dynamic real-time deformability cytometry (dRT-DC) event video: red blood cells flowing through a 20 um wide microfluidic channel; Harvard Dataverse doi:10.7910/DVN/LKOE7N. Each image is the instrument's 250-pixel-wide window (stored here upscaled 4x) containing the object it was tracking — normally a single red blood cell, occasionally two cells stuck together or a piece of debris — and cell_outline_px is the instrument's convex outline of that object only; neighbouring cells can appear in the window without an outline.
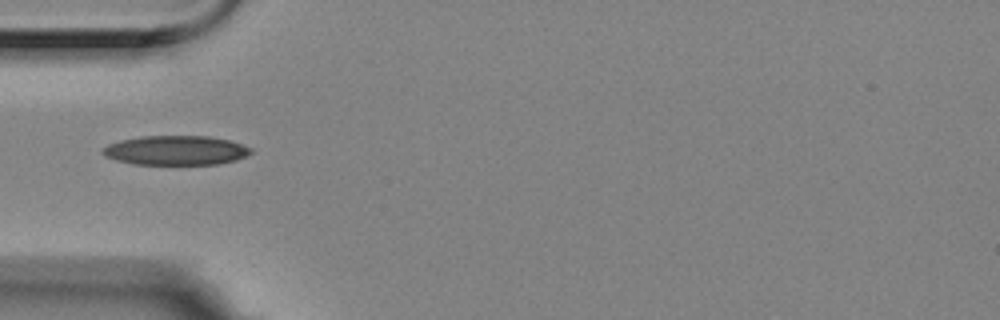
{"species": "Egyptian fruit bat (a non-hibernating species)", "species_latin": "Rousettus aegyptiacus", "temperature_condition": "room temperature", "stored_images_in_passage": 24, "camera_frame_rate_fps": 3000, "um_per_image_px": 0.085, "animal": {"sex": "female"}, "frame": {"image": 1, "passage_image": 1, "time_ms": 0.0, "image_size_px": [1000, 320], "cell_outline_px": [[252, 152], [236, 160], [220, 164], [132, 164], [116, 160], [104, 156], [100, 152], [100, 148], [108, 144], [120, 140], [140, 136], [208, 136], [232, 140], [252, 148]], "centroid_in_image_um": [14.91, 12.77], "position_along_channel_um": 70.1, "area_um2": 25.66}}
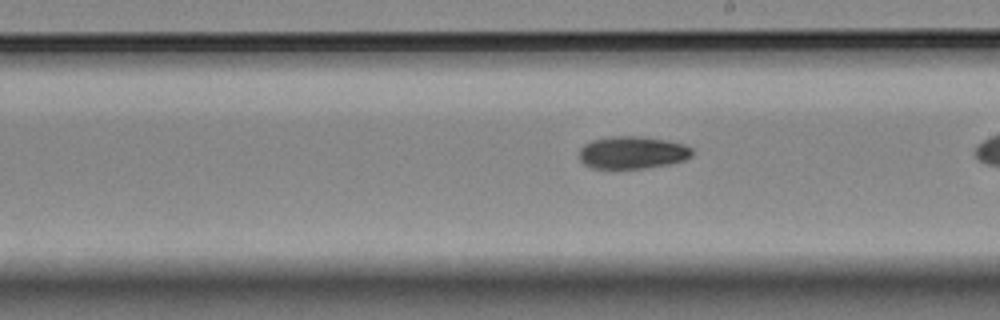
{"frame": {"image": 2, "passage_image": 12, "time_ms": 3.667, "image_size_px": [1000, 320], "cell_outline_px": [[696, 152], [692, 156], [684, 160], [668, 164], [644, 168], [592, 168], [584, 164], [580, 160], [580, 148], [584, 144], [592, 140], [608, 136], [640, 136], [664, 140], [684, 144], [692, 148]], "centroid_in_image_um": [53.76, 12.96], "position_along_channel_um": 235.2, "area_um2": 21.44}}
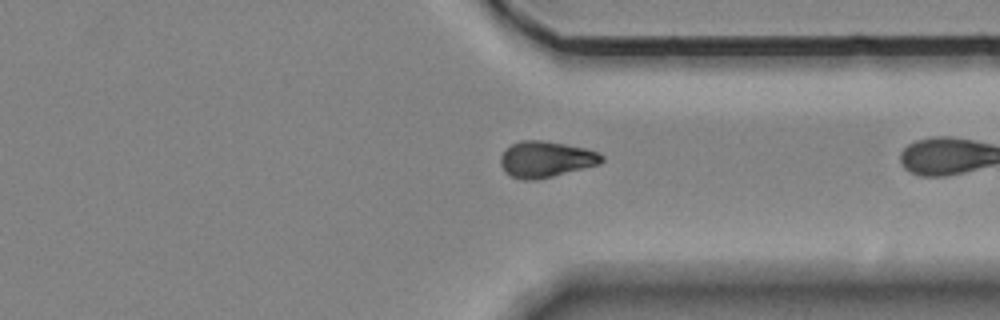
{"frame": {"image": 3, "passage_image": 23, "time_ms": 7.333, "image_size_px": [1000, 320], "cell_outline_px": [[604, 160], [600, 164], [536, 180], [524, 180], [512, 176], [504, 172], [500, 164], [500, 156], [512, 144], [520, 140], [544, 140], [584, 148], [600, 152], [604, 156]], "centroid_in_image_um": [46.4, 13.53], "position_along_channel_um": 365.0, "area_um2": 21.27}}